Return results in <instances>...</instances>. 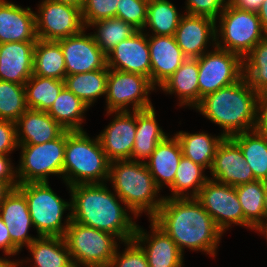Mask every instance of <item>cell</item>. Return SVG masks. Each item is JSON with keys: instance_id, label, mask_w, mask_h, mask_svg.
<instances>
[{"instance_id": "cell-1", "label": "cell", "mask_w": 267, "mask_h": 267, "mask_svg": "<svg viewBox=\"0 0 267 267\" xmlns=\"http://www.w3.org/2000/svg\"><path fill=\"white\" fill-rule=\"evenodd\" d=\"M152 220L184 254L185 248L214 258L223 232L196 198H164Z\"/></svg>"}, {"instance_id": "cell-2", "label": "cell", "mask_w": 267, "mask_h": 267, "mask_svg": "<svg viewBox=\"0 0 267 267\" xmlns=\"http://www.w3.org/2000/svg\"><path fill=\"white\" fill-rule=\"evenodd\" d=\"M67 188L72 221L111 233L121 244L133 240L137 227L133 217H137L106 183L76 184Z\"/></svg>"}, {"instance_id": "cell-3", "label": "cell", "mask_w": 267, "mask_h": 267, "mask_svg": "<svg viewBox=\"0 0 267 267\" xmlns=\"http://www.w3.org/2000/svg\"><path fill=\"white\" fill-rule=\"evenodd\" d=\"M257 95L243 77L236 83L204 96L194 109L219 125L223 129L221 134L230 138L255 130Z\"/></svg>"}, {"instance_id": "cell-4", "label": "cell", "mask_w": 267, "mask_h": 267, "mask_svg": "<svg viewBox=\"0 0 267 267\" xmlns=\"http://www.w3.org/2000/svg\"><path fill=\"white\" fill-rule=\"evenodd\" d=\"M113 191L139 217L144 212L152 219L164 201L147 165L132 160L110 162L108 181Z\"/></svg>"}, {"instance_id": "cell-5", "label": "cell", "mask_w": 267, "mask_h": 267, "mask_svg": "<svg viewBox=\"0 0 267 267\" xmlns=\"http://www.w3.org/2000/svg\"><path fill=\"white\" fill-rule=\"evenodd\" d=\"M109 166L98 136L93 139L84 130L67 131L63 165L66 186L107 183Z\"/></svg>"}, {"instance_id": "cell-6", "label": "cell", "mask_w": 267, "mask_h": 267, "mask_svg": "<svg viewBox=\"0 0 267 267\" xmlns=\"http://www.w3.org/2000/svg\"><path fill=\"white\" fill-rule=\"evenodd\" d=\"M17 188L25 195L28 210L37 236L64 237L71 222V202L65 201L49 186L48 182H29ZM66 219L63 220L65 211ZM64 221V222H62Z\"/></svg>"}, {"instance_id": "cell-7", "label": "cell", "mask_w": 267, "mask_h": 267, "mask_svg": "<svg viewBox=\"0 0 267 267\" xmlns=\"http://www.w3.org/2000/svg\"><path fill=\"white\" fill-rule=\"evenodd\" d=\"M218 18L215 21V46L242 58L267 36L256 12L239 9L231 2L224 7Z\"/></svg>"}, {"instance_id": "cell-8", "label": "cell", "mask_w": 267, "mask_h": 267, "mask_svg": "<svg viewBox=\"0 0 267 267\" xmlns=\"http://www.w3.org/2000/svg\"><path fill=\"white\" fill-rule=\"evenodd\" d=\"M64 239L75 267H109L121 243L111 233L72 220L66 229Z\"/></svg>"}, {"instance_id": "cell-9", "label": "cell", "mask_w": 267, "mask_h": 267, "mask_svg": "<svg viewBox=\"0 0 267 267\" xmlns=\"http://www.w3.org/2000/svg\"><path fill=\"white\" fill-rule=\"evenodd\" d=\"M67 130L58 138L38 145H18L20 161L16 166L19 184L48 182L50 175L63 179Z\"/></svg>"}, {"instance_id": "cell-10", "label": "cell", "mask_w": 267, "mask_h": 267, "mask_svg": "<svg viewBox=\"0 0 267 267\" xmlns=\"http://www.w3.org/2000/svg\"><path fill=\"white\" fill-rule=\"evenodd\" d=\"M154 90L156 91V87L146 76L109 69L105 95L106 112L150 109L154 106L149 95Z\"/></svg>"}, {"instance_id": "cell-11", "label": "cell", "mask_w": 267, "mask_h": 267, "mask_svg": "<svg viewBox=\"0 0 267 267\" xmlns=\"http://www.w3.org/2000/svg\"><path fill=\"white\" fill-rule=\"evenodd\" d=\"M197 61L199 103L204 96L243 78V58L236 53L215 46Z\"/></svg>"}, {"instance_id": "cell-12", "label": "cell", "mask_w": 267, "mask_h": 267, "mask_svg": "<svg viewBox=\"0 0 267 267\" xmlns=\"http://www.w3.org/2000/svg\"><path fill=\"white\" fill-rule=\"evenodd\" d=\"M196 199L223 234L227 229L232 228V224L254 230L244 218L235 187L209 178Z\"/></svg>"}, {"instance_id": "cell-13", "label": "cell", "mask_w": 267, "mask_h": 267, "mask_svg": "<svg viewBox=\"0 0 267 267\" xmlns=\"http://www.w3.org/2000/svg\"><path fill=\"white\" fill-rule=\"evenodd\" d=\"M37 8L35 22L38 39L58 41L85 28L80 8L51 0L41 1Z\"/></svg>"}, {"instance_id": "cell-14", "label": "cell", "mask_w": 267, "mask_h": 267, "mask_svg": "<svg viewBox=\"0 0 267 267\" xmlns=\"http://www.w3.org/2000/svg\"><path fill=\"white\" fill-rule=\"evenodd\" d=\"M87 28L80 33L60 39L66 66V76L91 72L107 67V55L96 44L92 33L86 34Z\"/></svg>"}, {"instance_id": "cell-15", "label": "cell", "mask_w": 267, "mask_h": 267, "mask_svg": "<svg viewBox=\"0 0 267 267\" xmlns=\"http://www.w3.org/2000/svg\"><path fill=\"white\" fill-rule=\"evenodd\" d=\"M113 114L115 117L112 122L96 136L110 162L132 160V149L136 138V111L107 112V116Z\"/></svg>"}, {"instance_id": "cell-16", "label": "cell", "mask_w": 267, "mask_h": 267, "mask_svg": "<svg viewBox=\"0 0 267 267\" xmlns=\"http://www.w3.org/2000/svg\"><path fill=\"white\" fill-rule=\"evenodd\" d=\"M150 232L137 224L133 240L145 252L149 267H184V254L152 219Z\"/></svg>"}, {"instance_id": "cell-17", "label": "cell", "mask_w": 267, "mask_h": 267, "mask_svg": "<svg viewBox=\"0 0 267 267\" xmlns=\"http://www.w3.org/2000/svg\"><path fill=\"white\" fill-rule=\"evenodd\" d=\"M148 33L138 30L122 40L107 54V67L118 71L136 73L150 78L151 63Z\"/></svg>"}, {"instance_id": "cell-18", "label": "cell", "mask_w": 267, "mask_h": 267, "mask_svg": "<svg viewBox=\"0 0 267 267\" xmlns=\"http://www.w3.org/2000/svg\"><path fill=\"white\" fill-rule=\"evenodd\" d=\"M0 217L7 226L12 240V257L18 255L22 247H28L38 236L29 235L33 227L25 195L14 188L0 205Z\"/></svg>"}, {"instance_id": "cell-19", "label": "cell", "mask_w": 267, "mask_h": 267, "mask_svg": "<svg viewBox=\"0 0 267 267\" xmlns=\"http://www.w3.org/2000/svg\"><path fill=\"white\" fill-rule=\"evenodd\" d=\"M215 24L212 18L183 13L174 36L187 58L201 57L210 44L215 47Z\"/></svg>"}, {"instance_id": "cell-20", "label": "cell", "mask_w": 267, "mask_h": 267, "mask_svg": "<svg viewBox=\"0 0 267 267\" xmlns=\"http://www.w3.org/2000/svg\"><path fill=\"white\" fill-rule=\"evenodd\" d=\"M210 176L212 180L233 187L256 180L240 147L231 138H224L219 144Z\"/></svg>"}, {"instance_id": "cell-21", "label": "cell", "mask_w": 267, "mask_h": 267, "mask_svg": "<svg viewBox=\"0 0 267 267\" xmlns=\"http://www.w3.org/2000/svg\"><path fill=\"white\" fill-rule=\"evenodd\" d=\"M148 46L151 63V83L159 87L186 60L182 49L177 45L175 36H157L148 34Z\"/></svg>"}, {"instance_id": "cell-22", "label": "cell", "mask_w": 267, "mask_h": 267, "mask_svg": "<svg viewBox=\"0 0 267 267\" xmlns=\"http://www.w3.org/2000/svg\"><path fill=\"white\" fill-rule=\"evenodd\" d=\"M37 40L35 12L31 7L0 0V44Z\"/></svg>"}, {"instance_id": "cell-23", "label": "cell", "mask_w": 267, "mask_h": 267, "mask_svg": "<svg viewBox=\"0 0 267 267\" xmlns=\"http://www.w3.org/2000/svg\"><path fill=\"white\" fill-rule=\"evenodd\" d=\"M36 41L0 44V80L24 85L33 75Z\"/></svg>"}, {"instance_id": "cell-24", "label": "cell", "mask_w": 267, "mask_h": 267, "mask_svg": "<svg viewBox=\"0 0 267 267\" xmlns=\"http://www.w3.org/2000/svg\"><path fill=\"white\" fill-rule=\"evenodd\" d=\"M15 123L18 145L43 144L65 131L47 112L35 109H27Z\"/></svg>"}, {"instance_id": "cell-25", "label": "cell", "mask_w": 267, "mask_h": 267, "mask_svg": "<svg viewBox=\"0 0 267 267\" xmlns=\"http://www.w3.org/2000/svg\"><path fill=\"white\" fill-rule=\"evenodd\" d=\"M172 136L168 135L158 143L150 158L145 162L160 190L164 185L168 188L173 185L180 159L183 156L179 140L175 135Z\"/></svg>"}, {"instance_id": "cell-26", "label": "cell", "mask_w": 267, "mask_h": 267, "mask_svg": "<svg viewBox=\"0 0 267 267\" xmlns=\"http://www.w3.org/2000/svg\"><path fill=\"white\" fill-rule=\"evenodd\" d=\"M199 66L197 58H186L182 65L159 87L166 94L177 95L179 106L195 108L199 104Z\"/></svg>"}, {"instance_id": "cell-27", "label": "cell", "mask_w": 267, "mask_h": 267, "mask_svg": "<svg viewBox=\"0 0 267 267\" xmlns=\"http://www.w3.org/2000/svg\"><path fill=\"white\" fill-rule=\"evenodd\" d=\"M155 108L136 111V138L132 149V161L146 162L154 152L158 143L168 134L156 121Z\"/></svg>"}, {"instance_id": "cell-28", "label": "cell", "mask_w": 267, "mask_h": 267, "mask_svg": "<svg viewBox=\"0 0 267 267\" xmlns=\"http://www.w3.org/2000/svg\"><path fill=\"white\" fill-rule=\"evenodd\" d=\"M174 135L180 142L183 156L205 170H211L217 148L225 138L222 134L213 136L203 131L189 133L181 130Z\"/></svg>"}, {"instance_id": "cell-29", "label": "cell", "mask_w": 267, "mask_h": 267, "mask_svg": "<svg viewBox=\"0 0 267 267\" xmlns=\"http://www.w3.org/2000/svg\"><path fill=\"white\" fill-rule=\"evenodd\" d=\"M27 249L33 267H75L64 237L38 236Z\"/></svg>"}, {"instance_id": "cell-30", "label": "cell", "mask_w": 267, "mask_h": 267, "mask_svg": "<svg viewBox=\"0 0 267 267\" xmlns=\"http://www.w3.org/2000/svg\"><path fill=\"white\" fill-rule=\"evenodd\" d=\"M89 107L65 86L47 113L67 131H82V123Z\"/></svg>"}, {"instance_id": "cell-31", "label": "cell", "mask_w": 267, "mask_h": 267, "mask_svg": "<svg viewBox=\"0 0 267 267\" xmlns=\"http://www.w3.org/2000/svg\"><path fill=\"white\" fill-rule=\"evenodd\" d=\"M242 151L256 180L267 181V136L256 130L230 137Z\"/></svg>"}, {"instance_id": "cell-32", "label": "cell", "mask_w": 267, "mask_h": 267, "mask_svg": "<svg viewBox=\"0 0 267 267\" xmlns=\"http://www.w3.org/2000/svg\"><path fill=\"white\" fill-rule=\"evenodd\" d=\"M33 75L64 80L66 66L58 41L38 39L34 48Z\"/></svg>"}, {"instance_id": "cell-33", "label": "cell", "mask_w": 267, "mask_h": 267, "mask_svg": "<svg viewBox=\"0 0 267 267\" xmlns=\"http://www.w3.org/2000/svg\"><path fill=\"white\" fill-rule=\"evenodd\" d=\"M109 68L65 76V87L90 107L106 95Z\"/></svg>"}, {"instance_id": "cell-34", "label": "cell", "mask_w": 267, "mask_h": 267, "mask_svg": "<svg viewBox=\"0 0 267 267\" xmlns=\"http://www.w3.org/2000/svg\"><path fill=\"white\" fill-rule=\"evenodd\" d=\"M209 179L205 175V169L182 156L175 174L173 185L170 187L171 194L165 198H196L200 189Z\"/></svg>"}, {"instance_id": "cell-35", "label": "cell", "mask_w": 267, "mask_h": 267, "mask_svg": "<svg viewBox=\"0 0 267 267\" xmlns=\"http://www.w3.org/2000/svg\"><path fill=\"white\" fill-rule=\"evenodd\" d=\"M64 86V80L32 75L24 84L27 108L47 112Z\"/></svg>"}, {"instance_id": "cell-36", "label": "cell", "mask_w": 267, "mask_h": 267, "mask_svg": "<svg viewBox=\"0 0 267 267\" xmlns=\"http://www.w3.org/2000/svg\"><path fill=\"white\" fill-rule=\"evenodd\" d=\"M182 15L169 0H149L143 30L148 27L151 35L174 36Z\"/></svg>"}, {"instance_id": "cell-37", "label": "cell", "mask_w": 267, "mask_h": 267, "mask_svg": "<svg viewBox=\"0 0 267 267\" xmlns=\"http://www.w3.org/2000/svg\"><path fill=\"white\" fill-rule=\"evenodd\" d=\"M95 29L92 34L96 44L107 55L118 43L131 37L138 30L117 17L101 19L88 26Z\"/></svg>"}, {"instance_id": "cell-38", "label": "cell", "mask_w": 267, "mask_h": 267, "mask_svg": "<svg viewBox=\"0 0 267 267\" xmlns=\"http://www.w3.org/2000/svg\"><path fill=\"white\" fill-rule=\"evenodd\" d=\"M235 189L245 220L255 228L266 216L264 207L265 181L255 180L235 186Z\"/></svg>"}, {"instance_id": "cell-39", "label": "cell", "mask_w": 267, "mask_h": 267, "mask_svg": "<svg viewBox=\"0 0 267 267\" xmlns=\"http://www.w3.org/2000/svg\"><path fill=\"white\" fill-rule=\"evenodd\" d=\"M243 77L257 92L267 90V36L243 58Z\"/></svg>"}, {"instance_id": "cell-40", "label": "cell", "mask_w": 267, "mask_h": 267, "mask_svg": "<svg viewBox=\"0 0 267 267\" xmlns=\"http://www.w3.org/2000/svg\"><path fill=\"white\" fill-rule=\"evenodd\" d=\"M27 109L24 85L0 80V119L16 122Z\"/></svg>"}, {"instance_id": "cell-41", "label": "cell", "mask_w": 267, "mask_h": 267, "mask_svg": "<svg viewBox=\"0 0 267 267\" xmlns=\"http://www.w3.org/2000/svg\"><path fill=\"white\" fill-rule=\"evenodd\" d=\"M149 0H119L116 17L143 30L146 24Z\"/></svg>"}, {"instance_id": "cell-42", "label": "cell", "mask_w": 267, "mask_h": 267, "mask_svg": "<svg viewBox=\"0 0 267 267\" xmlns=\"http://www.w3.org/2000/svg\"><path fill=\"white\" fill-rule=\"evenodd\" d=\"M119 0H85L82 11V20L85 28L101 19L116 17Z\"/></svg>"}, {"instance_id": "cell-43", "label": "cell", "mask_w": 267, "mask_h": 267, "mask_svg": "<svg viewBox=\"0 0 267 267\" xmlns=\"http://www.w3.org/2000/svg\"><path fill=\"white\" fill-rule=\"evenodd\" d=\"M124 246L122 253L117 248L109 267H149L145 252L134 240L124 242Z\"/></svg>"}, {"instance_id": "cell-44", "label": "cell", "mask_w": 267, "mask_h": 267, "mask_svg": "<svg viewBox=\"0 0 267 267\" xmlns=\"http://www.w3.org/2000/svg\"><path fill=\"white\" fill-rule=\"evenodd\" d=\"M230 2L231 0H186L184 12L189 15L206 16L216 21Z\"/></svg>"}, {"instance_id": "cell-45", "label": "cell", "mask_w": 267, "mask_h": 267, "mask_svg": "<svg viewBox=\"0 0 267 267\" xmlns=\"http://www.w3.org/2000/svg\"><path fill=\"white\" fill-rule=\"evenodd\" d=\"M18 150L16 139V123L0 119V154L10 155Z\"/></svg>"}, {"instance_id": "cell-46", "label": "cell", "mask_w": 267, "mask_h": 267, "mask_svg": "<svg viewBox=\"0 0 267 267\" xmlns=\"http://www.w3.org/2000/svg\"><path fill=\"white\" fill-rule=\"evenodd\" d=\"M255 130L267 136V90L257 95Z\"/></svg>"}, {"instance_id": "cell-47", "label": "cell", "mask_w": 267, "mask_h": 267, "mask_svg": "<svg viewBox=\"0 0 267 267\" xmlns=\"http://www.w3.org/2000/svg\"><path fill=\"white\" fill-rule=\"evenodd\" d=\"M10 155L0 154V180L6 181L13 189L19 185L16 176V167L13 166Z\"/></svg>"}, {"instance_id": "cell-48", "label": "cell", "mask_w": 267, "mask_h": 267, "mask_svg": "<svg viewBox=\"0 0 267 267\" xmlns=\"http://www.w3.org/2000/svg\"><path fill=\"white\" fill-rule=\"evenodd\" d=\"M0 249L3 250L4 255L12 256V240L8 232L7 226L0 217Z\"/></svg>"}, {"instance_id": "cell-49", "label": "cell", "mask_w": 267, "mask_h": 267, "mask_svg": "<svg viewBox=\"0 0 267 267\" xmlns=\"http://www.w3.org/2000/svg\"><path fill=\"white\" fill-rule=\"evenodd\" d=\"M264 1L265 0H231V3L239 9L257 13Z\"/></svg>"}, {"instance_id": "cell-50", "label": "cell", "mask_w": 267, "mask_h": 267, "mask_svg": "<svg viewBox=\"0 0 267 267\" xmlns=\"http://www.w3.org/2000/svg\"><path fill=\"white\" fill-rule=\"evenodd\" d=\"M5 258L0 257V267H22L23 264H27L31 259L27 260H10V256L8 257V259L6 258V256H4ZM25 262V263H24Z\"/></svg>"}, {"instance_id": "cell-51", "label": "cell", "mask_w": 267, "mask_h": 267, "mask_svg": "<svg viewBox=\"0 0 267 267\" xmlns=\"http://www.w3.org/2000/svg\"><path fill=\"white\" fill-rule=\"evenodd\" d=\"M257 14L261 21L262 29L267 35V0H265L261 4L260 9L258 10Z\"/></svg>"}, {"instance_id": "cell-52", "label": "cell", "mask_w": 267, "mask_h": 267, "mask_svg": "<svg viewBox=\"0 0 267 267\" xmlns=\"http://www.w3.org/2000/svg\"><path fill=\"white\" fill-rule=\"evenodd\" d=\"M13 188L6 182L0 180V205Z\"/></svg>"}, {"instance_id": "cell-53", "label": "cell", "mask_w": 267, "mask_h": 267, "mask_svg": "<svg viewBox=\"0 0 267 267\" xmlns=\"http://www.w3.org/2000/svg\"><path fill=\"white\" fill-rule=\"evenodd\" d=\"M254 230L258 233L263 234L267 240V216L254 228Z\"/></svg>"}, {"instance_id": "cell-54", "label": "cell", "mask_w": 267, "mask_h": 267, "mask_svg": "<svg viewBox=\"0 0 267 267\" xmlns=\"http://www.w3.org/2000/svg\"><path fill=\"white\" fill-rule=\"evenodd\" d=\"M51 1L72 5V6H75L77 8L82 9L83 6H84V1L85 0H51Z\"/></svg>"}, {"instance_id": "cell-55", "label": "cell", "mask_w": 267, "mask_h": 267, "mask_svg": "<svg viewBox=\"0 0 267 267\" xmlns=\"http://www.w3.org/2000/svg\"><path fill=\"white\" fill-rule=\"evenodd\" d=\"M265 215L267 216V181L265 182V199H264Z\"/></svg>"}]
</instances>
